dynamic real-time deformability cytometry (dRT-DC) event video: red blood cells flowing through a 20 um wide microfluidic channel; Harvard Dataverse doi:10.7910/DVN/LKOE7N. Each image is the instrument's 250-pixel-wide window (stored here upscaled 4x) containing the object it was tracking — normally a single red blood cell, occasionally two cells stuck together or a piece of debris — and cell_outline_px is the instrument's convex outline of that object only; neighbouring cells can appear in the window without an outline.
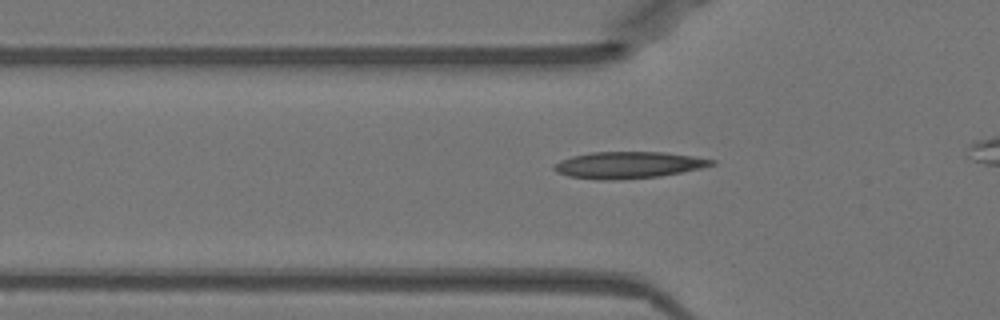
{"species": "Egyptian fruit bat (a non-hibernating species)", "species_latin": "Rousettus aegyptiacus", "temperature_condition": "warm", "stored_images_in_passage": 38, "camera_frame_rate_fps": 3000, "um_per_image_px": 0.085, "animal": {"sex": "female"}, "frame": {"image": 1, "passage_image": 11, "time_ms": 3.333, "image_size_px": [1000, 320], "cell_outline_px": [[716, 164], [700, 168], [660, 176], [616, 180], [600, 180], [568, 176], [556, 172], [552, 168], [552, 164], [560, 160], [572, 156], [592, 152], [664, 152], [692, 156], [716, 160]], "centroid_in_image_um": [53.36, 14.02], "position_along_channel_um": 72.4, "area_um2": 24.51}}
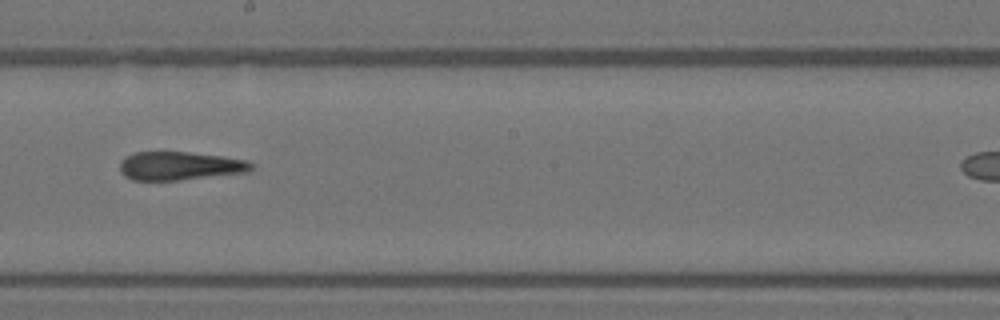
{"frame": {"image": 2, "passage_image": 23, "time_ms": 7.333, "image_size_px": [1000, 320], "cell_outline_px": [[252, 168], [248, 172], [176, 180], [132, 180], [124, 176], [120, 172], [120, 160], [124, 156], [136, 152], [188, 152], [224, 156], [248, 160], [252, 164]], "centroid_in_image_um": [15.25, 14.09], "position_along_channel_um": 232.9, "area_um2": 21.85}}
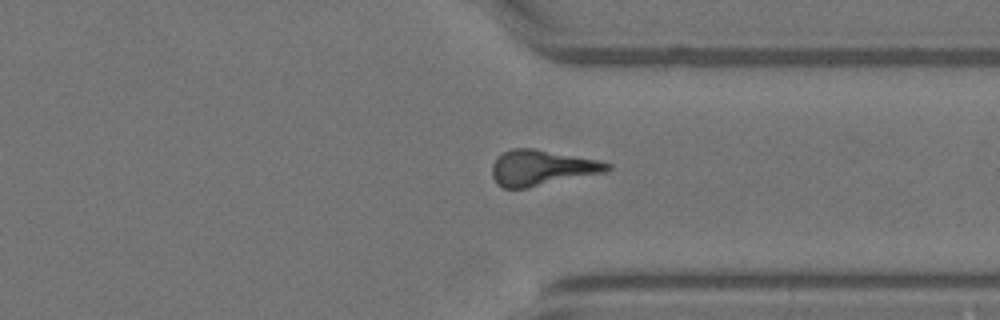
{"frame": {"image": 3, "passage_image": 33, "time_ms": 10.667, "image_size_px": [1000, 320], "cell_outline_px": [[612, 168], [608, 172], [524, 188], [504, 188], [492, 176], [492, 164], [504, 152], [512, 148], [532, 148], [600, 160], [612, 164]], "centroid_in_image_um": [46.11, 14.25], "position_along_channel_um": 365.3, "area_um2": 23.64}}